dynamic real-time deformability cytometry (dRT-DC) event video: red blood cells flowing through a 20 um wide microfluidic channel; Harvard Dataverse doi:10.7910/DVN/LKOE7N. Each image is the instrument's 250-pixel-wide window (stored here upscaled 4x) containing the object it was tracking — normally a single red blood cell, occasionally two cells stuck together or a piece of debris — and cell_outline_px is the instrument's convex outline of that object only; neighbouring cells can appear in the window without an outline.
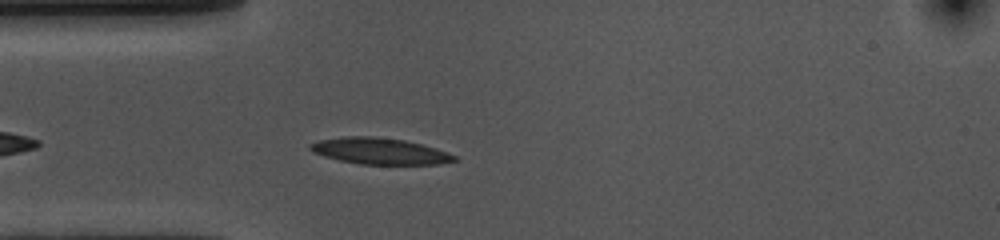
{"species": "common noctule bat (a hibernating species)", "species_latin": "Nyctalus noctula", "temperature_condition": "cold", "stored_images_in_passage": 45, "camera_frame_rate_fps": 3000, "um_per_image_px": 0.085, "animal": {"sex": "female", "body_mass_g": 10.0, "forearm_length_mm": 53.1}, "frame": {"image": 1, "passage_image": 5, "time_ms": 1.333, "image_size_px": [1000, 240], "cell_outline_px": [[460, 160], [440, 164], [360, 164], [340, 160], [324, 156], [312, 152], [308, 148], [308, 144], [320, 140], [344, 136], [372, 136], [404, 140], [436, 148], [448, 152], [456, 156]], "centroid_in_image_um": [32.28, 12.84], "position_along_channel_um": 52.7, "area_um2": 22.14}}
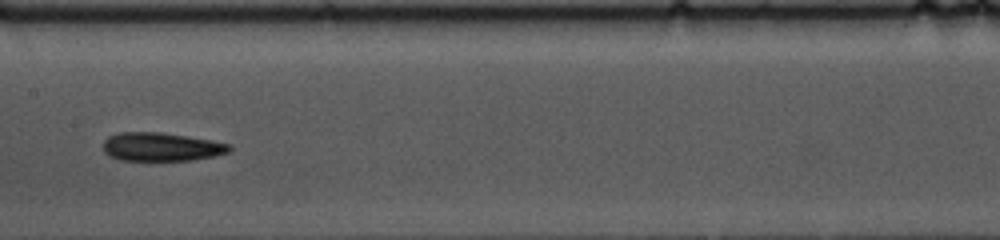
{"frame": {"image": 2, "passage_image": 17, "time_ms": 5.333, "image_size_px": [1000, 240], "cell_outline_px": [[232, 148], [228, 152], [216, 156], [192, 160], [120, 160], [104, 152], [104, 140], [108, 136], [120, 132], [160, 132], [188, 136], [212, 140], [232, 144]], "centroid_in_image_um": [13.75, 12.47], "position_along_channel_um": 193.6, "area_um2": 21.04}}
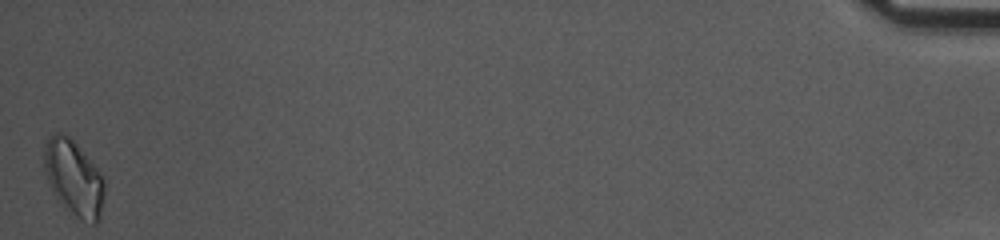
{"frame": {"image": 3, "passage_image": 45, "time_ms": 14.667, "image_size_px": [1000, 240], "cell_outline_px": [[104, 196], [100, 220], [96, 224], [92, 224], [76, 216], [64, 208], [60, 204], [48, 184], [44, 168], [44, 148], [48, 140], [56, 132], [64, 132], [76, 144], [96, 168], [104, 180]], "centroid_in_image_um": [6.26, 15.17], "position_along_channel_um": 428.9, "area_um2": 26.36}, "authors_computed_cell_mechanics": {"area_um2": 21.1548, "velocity_mm_per_s": 3.6104, "shape_relaxation_time_tau1_ms": 3.816, "shape_relaxation_time_tau2_ms": 2.2817, "deformation_change_tau1": 0.1172, "deformation_change_tau2": 0.0895}}